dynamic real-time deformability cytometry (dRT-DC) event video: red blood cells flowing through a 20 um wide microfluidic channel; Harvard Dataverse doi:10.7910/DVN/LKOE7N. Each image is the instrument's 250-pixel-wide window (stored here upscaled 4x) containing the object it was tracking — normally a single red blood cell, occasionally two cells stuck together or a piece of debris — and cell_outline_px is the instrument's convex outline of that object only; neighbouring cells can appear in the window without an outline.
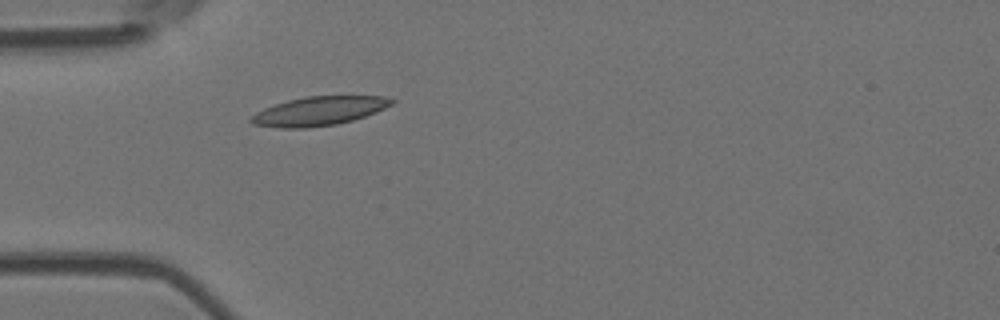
{"species": "Egyptian fruit bat (a non-hibernating species)", "species_latin": "Rousettus aegyptiacus", "temperature_condition": "room temperature", "stored_images_in_passage": 3, "camera_frame_rate_fps": 3000, "um_per_image_px": 0.085, "animal": {"sex": "female"}, "frame": {"image": 1, "passage_image": 3, "time_ms": 3.333, "image_size_px": [1000, 320], "cell_outline_px": [[396, 100], [392, 104], [376, 112], [352, 120], [336, 124], [308, 128], [280, 128], [252, 124], [248, 120], [256, 112], [264, 108], [288, 100], [304, 96], [384, 96]], "centroid_in_image_um": [27.09, 9.44], "position_along_channel_um": 57.9, "area_um2": 23.64}}